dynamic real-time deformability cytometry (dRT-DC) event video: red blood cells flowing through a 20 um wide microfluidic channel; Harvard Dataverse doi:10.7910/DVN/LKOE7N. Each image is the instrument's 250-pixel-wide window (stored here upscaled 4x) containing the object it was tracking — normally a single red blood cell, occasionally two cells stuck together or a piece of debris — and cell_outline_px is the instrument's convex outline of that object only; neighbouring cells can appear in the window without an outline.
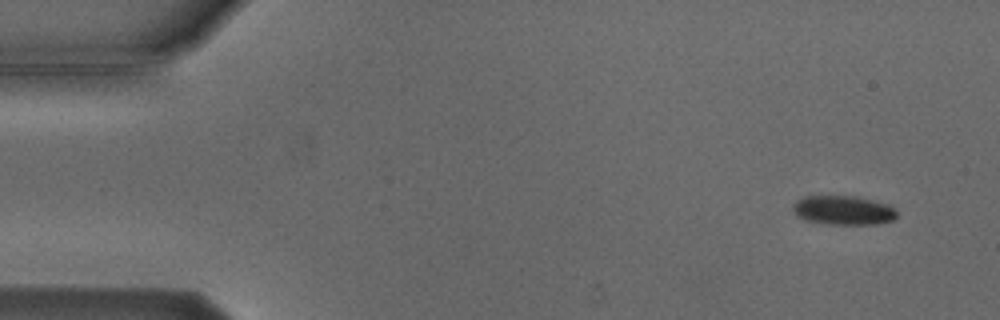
{"species": "Egyptian fruit bat (a non-hibernating species)", "species_latin": "Rousettus aegyptiacus", "temperature_condition": "cold", "stored_images_in_passage": 5, "camera_frame_rate_fps": 3000, "um_per_image_px": 0.085, "animal": {"sex": "male"}, "frame": {"image": 1, "passage_image": 1, "time_ms": 0.0, "image_size_px": [1000, 320], "cell_outline_px": [[896, 216], [892, 220], [876, 224], [828, 224], [808, 220], [796, 216], [792, 208], [792, 204], [796, 200], [804, 196], [856, 196], [888, 204], [896, 208]], "centroid_in_image_um": [71.67, 17.86], "position_along_channel_um": 13.3, "area_um2": 17.69}}
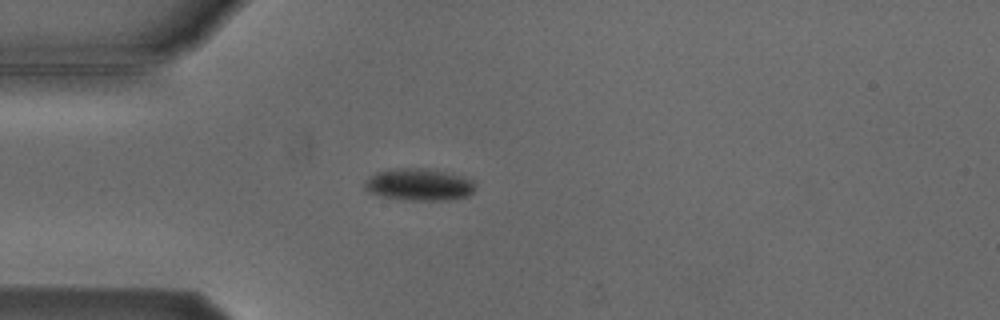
{"frame": {"image": 2, "passage_image": 4, "time_ms": 3.667, "image_size_px": [1000, 320], "cell_outline_px": [[476, 188], [468, 196], [448, 200], [408, 200], [384, 196], [368, 192], [364, 188], [364, 180], [368, 176], [376, 172], [388, 168], [424, 168], [444, 172], [472, 180]], "centroid_in_image_um": [35.55, 15.68], "position_along_channel_um": 49.4, "area_um2": 20.63}}